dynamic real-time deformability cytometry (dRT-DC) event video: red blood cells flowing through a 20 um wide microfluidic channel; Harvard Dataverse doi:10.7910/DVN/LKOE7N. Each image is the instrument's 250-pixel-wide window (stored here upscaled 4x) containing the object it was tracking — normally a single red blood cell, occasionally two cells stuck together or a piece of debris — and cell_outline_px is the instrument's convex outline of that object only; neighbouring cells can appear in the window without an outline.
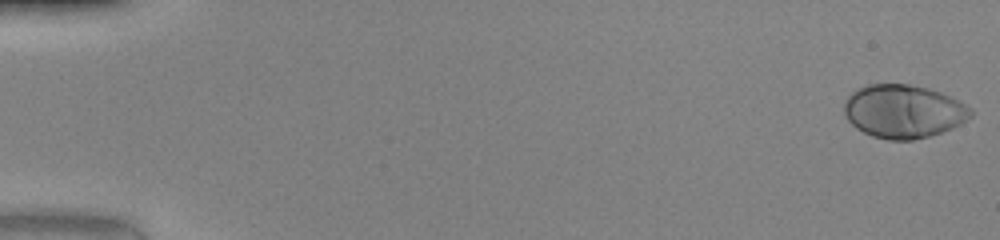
{"species": "human", "species_latin": "Homo sapiens", "temperature_condition": "warm", "stored_images_in_passage": 49, "camera_frame_rate_fps": 3000, "um_per_image_px": 0.085, "donor": {"sex": "female"}, "frame": {"image": 1, "passage_image": 1, "time_ms": 0.0, "image_size_px": [1000, 240], "cell_outline_px": [[972, 116], [960, 124], [952, 128], [928, 136], [912, 140], [888, 140], [872, 136], [856, 128], [848, 120], [844, 112], [844, 100], [856, 88], [868, 84], [908, 84], [928, 88], [940, 92], [972, 108]], "centroid_in_image_um": [76.76, 9.46], "position_along_channel_um": 8.2, "area_um2": 39.3}}
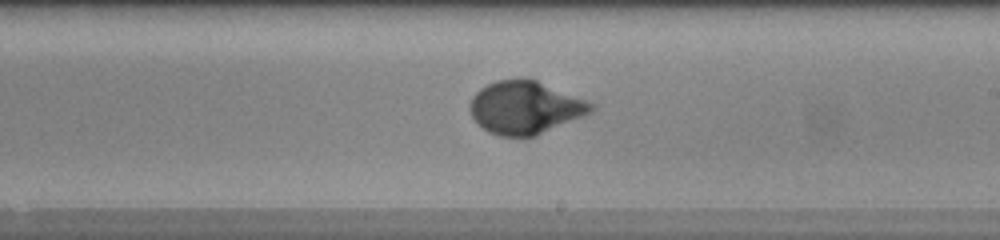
{"frame": {"image": 2, "passage_image": 30, "time_ms": 9.667, "image_size_px": [1000, 240], "cell_outline_px": [[596, 108], [592, 112], [584, 116], [536, 136], [500, 136], [488, 132], [476, 124], [468, 108], [472, 96], [480, 88], [496, 80], [520, 76], [524, 76], [536, 80], [596, 104]], "centroid_in_image_um": [44.62, 9.12], "position_along_channel_um": 244.4, "area_um2": 37.92}}
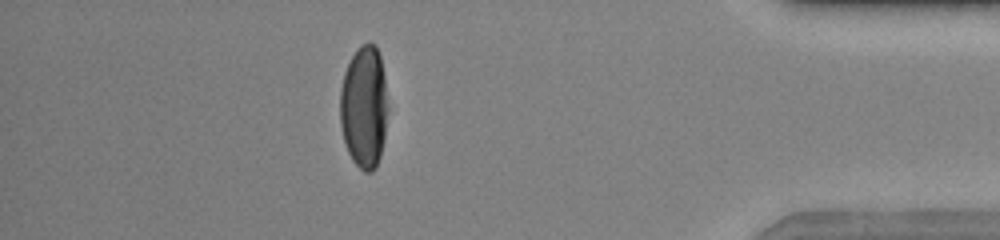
{"frame": {"image": 3, "passage_image": 44, "time_ms": 14.333, "image_size_px": [1000, 240], "cell_outline_px": [[388, 108], [384, 140], [380, 156], [376, 168], [372, 172], [364, 172], [352, 160], [348, 152], [344, 140], [340, 124], [340, 88], [344, 72], [356, 48], [360, 44], [368, 40], [376, 44], [380, 56], [384, 76], [388, 104]], "centroid_in_image_um": [30.95, 9.06], "position_along_channel_um": 404.3, "area_um2": 34.68}, "authors_computed_cell_mechanics": {"area_um2": 36.7608, "velocity_mm_per_s": 4.2146, "shape_relaxation_time_tau1_ms": 3.3867, "shape_relaxation_time_tau2_ms": null, "deformation_change_tau1": 0.2257, "deformation_change_tau2": null}}